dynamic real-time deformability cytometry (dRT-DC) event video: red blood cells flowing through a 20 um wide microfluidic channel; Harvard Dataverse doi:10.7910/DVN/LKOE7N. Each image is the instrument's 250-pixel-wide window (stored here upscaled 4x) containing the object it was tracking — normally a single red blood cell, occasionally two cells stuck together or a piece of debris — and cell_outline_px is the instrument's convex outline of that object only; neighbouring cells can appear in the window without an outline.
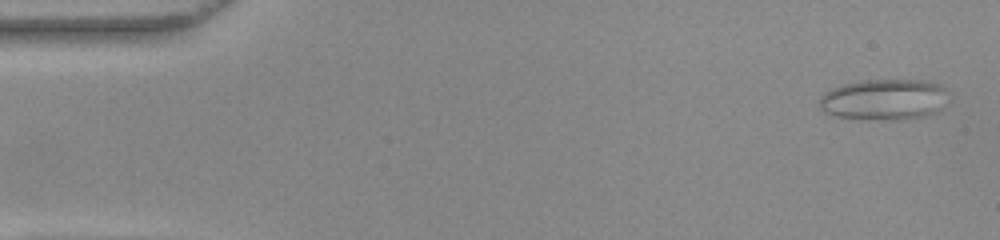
{"species": "common noctule bat (a hibernating species)", "species_latin": "Nyctalus noctula", "temperature_condition": "warm", "stored_images_in_passage": 52, "camera_frame_rate_fps": 3000, "um_per_image_px": 0.085, "animal": {"sex": "female", "body_mass_g": 22.0, "forearm_length_mm": 56.7}, "frame": {"image": 1, "passage_image": 2, "time_ms": 0.333, "image_size_px": [1000, 240], "cell_outline_px": [[944, 88], [940, 108], [936, 112], [924, 116], [900, 120], [884, 120], [836, 116], [824, 112], [820, 108], [820, 96], [824, 92], [840, 84], [860, 80], [928, 80], [940, 84]], "centroid_in_image_um": [75.07, 8.45], "position_along_channel_um": 9.9, "area_um2": 30.58}}
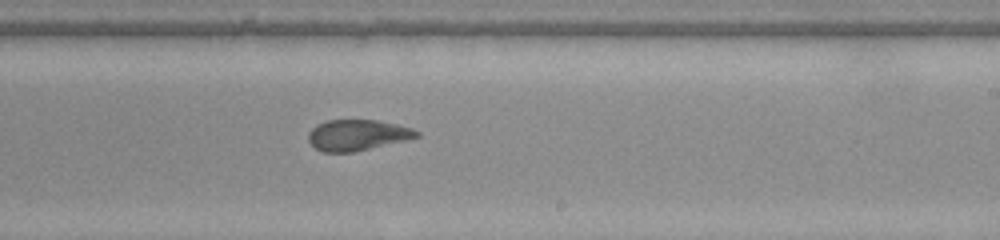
{"frame": {"image": 2, "passage_image": 31, "time_ms": 10.0, "image_size_px": [1000, 240], "cell_outline_px": [[420, 136], [408, 140], [352, 152], [324, 152], [316, 148], [308, 140], [308, 132], [316, 124], [328, 120], [376, 120], [396, 124], [412, 128], [420, 132]], "centroid_in_image_um": [30.39, 11.47], "position_along_channel_um": 258.6, "area_um2": 19.48}}
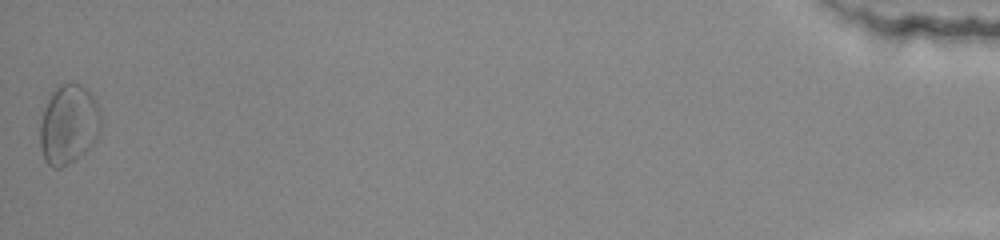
{"frame": {"image": 3, "passage_image": 52, "time_ms": 17.0, "image_size_px": [1000, 240], "cell_outline_px": [[100, 132], [96, 140], [76, 160], [60, 168], [52, 168], [44, 160], [40, 144], [40, 124], [44, 108], [52, 92], [56, 88], [72, 80], [80, 84], [96, 100], [100, 112]], "centroid_in_image_um": [5.83, 10.59], "position_along_channel_um": 429.4, "area_um2": 28.26}, "authors_computed_cell_mechanics": {"area_um2": 19.9988, "velocity_mm_per_s": 3.8704, "shape_relaxation_time_tau1_ms": null, "shape_relaxation_time_tau2_ms": 3.4589, "deformation_change_tau1": null, "deformation_change_tau2": 0.1219}}